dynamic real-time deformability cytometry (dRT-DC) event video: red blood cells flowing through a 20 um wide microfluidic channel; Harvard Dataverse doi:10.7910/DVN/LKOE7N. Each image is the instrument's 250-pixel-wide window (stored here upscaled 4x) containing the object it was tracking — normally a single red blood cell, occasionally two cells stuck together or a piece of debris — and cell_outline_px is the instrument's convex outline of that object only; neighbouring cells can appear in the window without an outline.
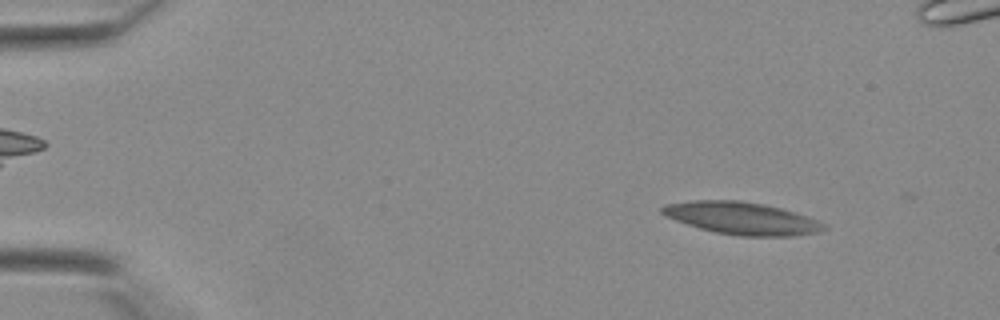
{"species": "Egyptian fruit bat (a non-hibernating species)", "species_latin": "Rousettus aegyptiacus", "temperature_condition": "warm", "stored_images_in_passage": 44, "camera_frame_rate_fps": 3000, "um_per_image_px": 0.085, "animal": {"sex": "female"}, "frame": {"image": 1, "passage_image": 5, "time_ms": 1.333, "image_size_px": [1000, 320], "cell_outline_px": [[828, 228], [816, 232], [792, 236], [740, 236], [716, 232], [700, 228], [676, 220], [660, 212], [660, 208], [664, 204], [692, 200], [740, 200], [780, 208], [820, 220], [828, 224]], "centroid_in_image_um": [63.08, 18.55], "position_along_channel_um": 21.9, "area_um2": 30.35}}
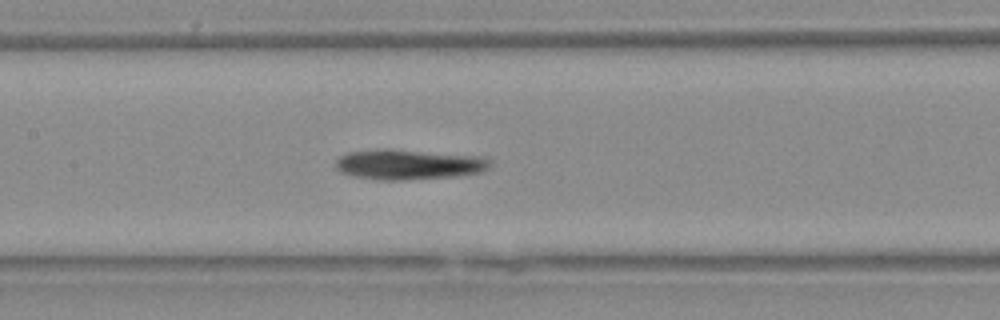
{"frame": {"image": 2, "passage_image": 21, "time_ms": 6.667, "image_size_px": [1000, 320], "cell_outline_px": [[492, 160], [488, 168], [480, 172], [452, 176], [400, 180], [376, 180], [356, 176], [340, 172], [336, 168], [336, 160], [340, 156], [348, 152], [384, 148], [388, 148], [480, 156]], "centroid_in_image_um": [34.7, 13.96], "position_along_channel_um": 172.7, "area_um2": 27.11}}
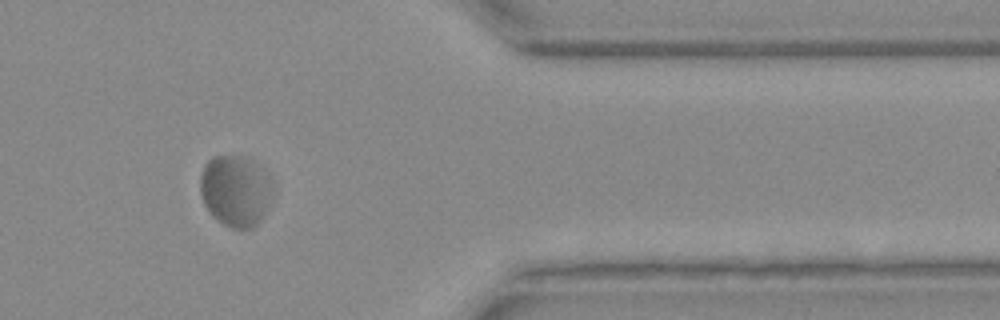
{"frame": {"image": 3, "passage_image": 36, "time_ms": 11.667, "image_size_px": [1000, 320], "cell_outline_px": [[272, 196], [260, 220], [252, 228], [232, 228], [216, 220], [212, 216], [204, 204], [200, 192], [200, 176], [204, 164], [208, 160], [216, 156], [232, 156], [248, 160], [256, 164], [260, 168], [272, 184]], "centroid_in_image_um": [19.97, 16.24], "position_along_channel_um": 391.4, "area_um2": 29.54}}